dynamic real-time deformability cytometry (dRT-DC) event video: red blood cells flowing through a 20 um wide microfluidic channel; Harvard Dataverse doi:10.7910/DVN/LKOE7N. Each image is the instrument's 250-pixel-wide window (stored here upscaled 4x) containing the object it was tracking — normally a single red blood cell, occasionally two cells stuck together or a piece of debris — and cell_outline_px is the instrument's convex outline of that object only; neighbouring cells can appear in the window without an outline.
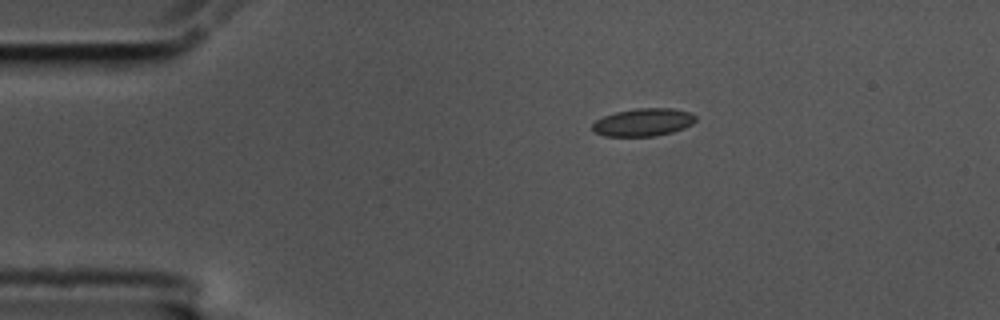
{"species": "common noctule bat (a hibernating species)", "species_latin": "Nyctalus noctula", "temperature_condition": "cold", "stored_images_in_passage": 9, "camera_frame_rate_fps": 3000, "um_per_image_px": 0.085, "animal": {"sex": "male", "body_mass_g": 17.5, "forearm_length_mm": 52.3}, "frame": {"image": 1, "passage_image": 1, "time_ms": 0.0, "image_size_px": [1000, 320], "cell_outline_px": [[696, 120], [692, 124], [684, 128], [672, 132], [656, 136], [604, 136], [592, 132], [592, 124], [596, 120], [604, 116], [616, 112], [636, 108], [672, 108], [692, 112], [696, 116]], "centroid_in_image_um": [54.68, 10.39], "position_along_channel_um": 30.3, "area_um2": 16.88}}
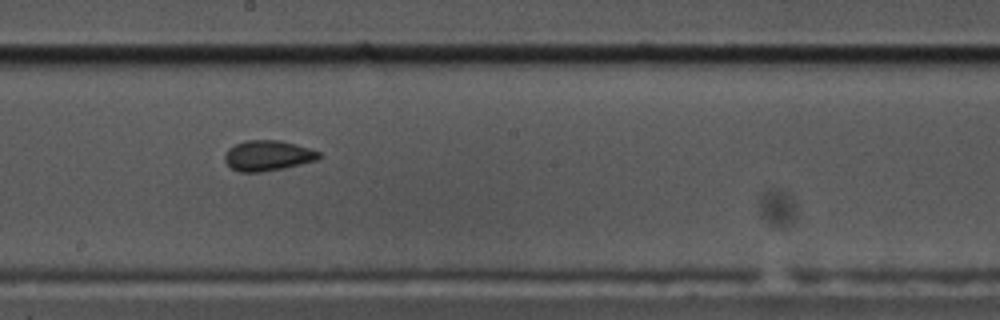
{"frame": {"image": 2, "passage_image": 7, "time_ms": 2.0, "image_size_px": [1000, 320], "cell_outline_px": [[320, 156], [316, 160], [300, 164], [260, 172], [240, 172], [232, 168], [224, 160], [224, 156], [228, 148], [244, 140], [280, 140], [296, 144], [320, 152]], "centroid_in_image_um": [22.73, 13.21], "position_along_channel_um": 225.5, "area_um2": 16.47}}
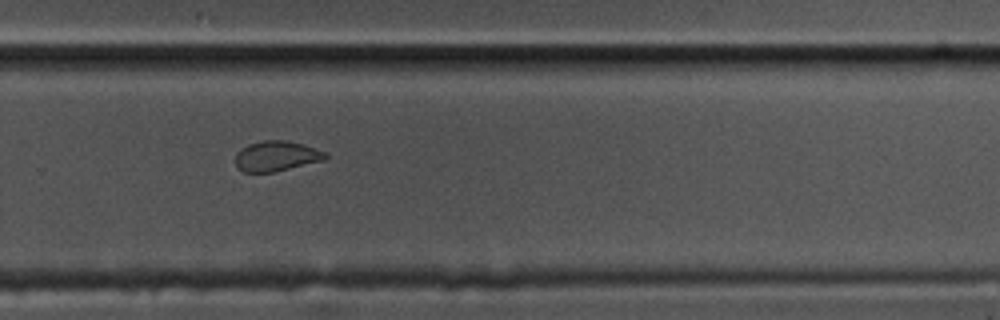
{"frame": {"image": 3, "passage_image": 9, "time_ms": 2.667, "image_size_px": [1000, 320], "cell_outline_px": [[328, 156], [324, 160], [272, 172], [244, 172], [236, 168], [236, 152], [240, 148], [248, 144], [264, 140], [284, 140], [304, 144], [328, 152]], "centroid_in_image_um": [23.49, 13.26], "position_along_channel_um": 306.3, "area_um2": 15.95}}